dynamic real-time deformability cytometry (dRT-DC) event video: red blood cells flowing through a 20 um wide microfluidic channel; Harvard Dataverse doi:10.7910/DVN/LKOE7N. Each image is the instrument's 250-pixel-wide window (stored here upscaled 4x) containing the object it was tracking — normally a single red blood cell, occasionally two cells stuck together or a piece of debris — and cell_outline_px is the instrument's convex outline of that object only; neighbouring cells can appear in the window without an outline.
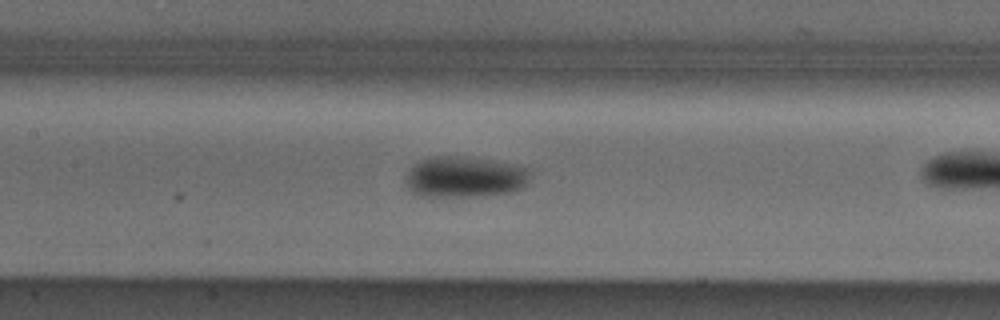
{"species": "Egyptian fruit bat (a non-hibernating species)", "species_latin": "Rousettus aegyptiacus", "temperature_condition": "cold", "stored_images_in_passage": 41, "camera_frame_rate_fps": 3000, "um_per_image_px": 0.085, "animal": {"sex": "male"}, "frame": {"image": 1, "passage_image": 24, "time_ms": 7.667, "image_size_px": [1000, 320], "cell_outline_px": [[532, 176], [528, 184], [520, 188], [508, 192], [472, 196], [424, 196], [412, 192], [408, 188], [404, 180], [412, 164], [420, 160], [432, 156], [468, 156], [516, 164], [532, 168]], "centroid_in_image_um": [39.53, 15.01], "position_along_channel_um": 167.9, "area_um2": 30.23}}